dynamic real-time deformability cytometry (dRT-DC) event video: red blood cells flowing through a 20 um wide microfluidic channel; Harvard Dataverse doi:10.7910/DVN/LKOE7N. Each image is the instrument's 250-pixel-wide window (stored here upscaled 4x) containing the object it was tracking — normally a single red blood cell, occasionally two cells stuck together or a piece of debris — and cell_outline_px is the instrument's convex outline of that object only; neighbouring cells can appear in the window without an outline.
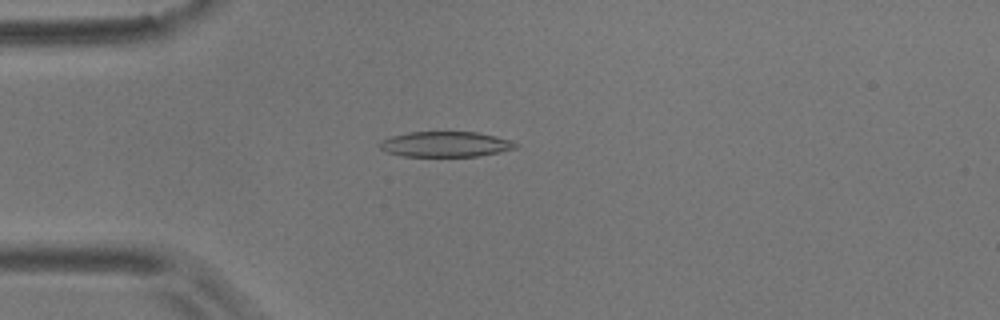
{"species": "common noctule bat (a hibernating species)", "species_latin": "Nyctalus noctula", "temperature_condition": "room temperature", "stored_images_in_passage": 5, "camera_frame_rate_fps": 3000, "um_per_image_px": 0.085, "animal": {"sex": "male", "body_mass_g": 17.9}, "frame": {"image": 1, "passage_image": 3, "time_ms": 0.667, "image_size_px": [1000, 320], "cell_outline_px": [[520, 144], [516, 148], [500, 152], [476, 156], [404, 156], [388, 152], [380, 148], [376, 144], [380, 140], [392, 136], [408, 132], [476, 132], [496, 136]], "centroid_in_image_um": [37.84, 12.25], "position_along_channel_um": 47.2, "area_um2": 20.06}}
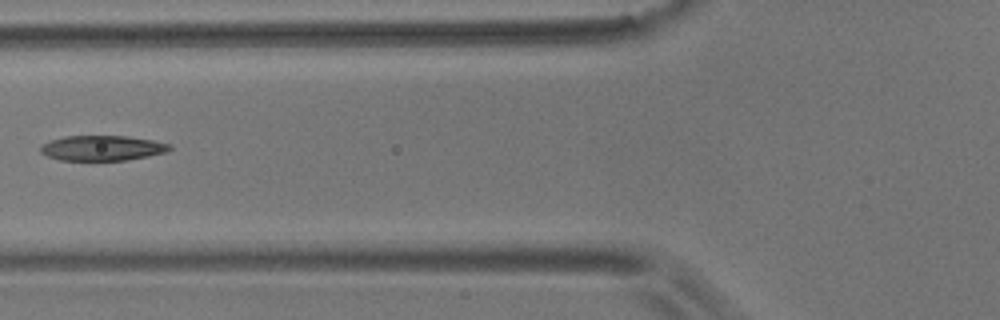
{"frame": {"image": 2, "passage_image": 5, "time_ms": 1.333, "image_size_px": [1000, 320], "cell_outline_px": [[172, 148], [168, 152], [128, 160], [60, 160], [48, 156], [40, 152], [40, 144], [64, 136], [128, 136], [152, 140], [172, 144]], "centroid_in_image_um": [8.71, 12.58], "position_along_channel_um": 117.1, "area_um2": 19.02}}